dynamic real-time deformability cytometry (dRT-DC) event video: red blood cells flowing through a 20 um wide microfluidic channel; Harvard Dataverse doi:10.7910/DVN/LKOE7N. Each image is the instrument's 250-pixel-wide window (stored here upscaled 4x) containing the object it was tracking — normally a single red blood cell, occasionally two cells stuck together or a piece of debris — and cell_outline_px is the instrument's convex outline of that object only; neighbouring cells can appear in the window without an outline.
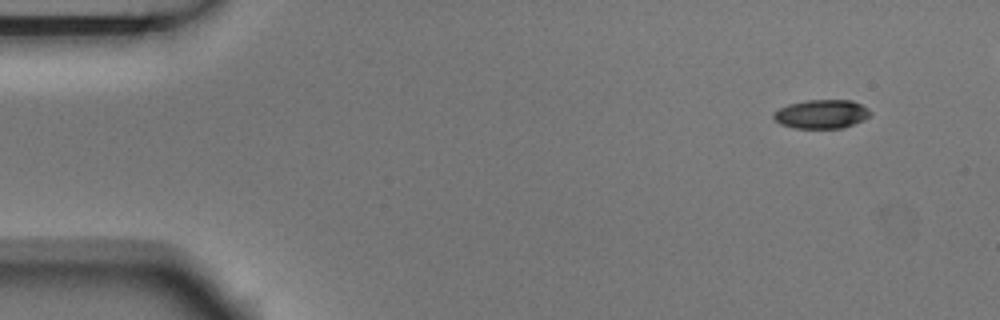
{"species": "Egyptian fruit bat (a non-hibernating species)", "species_latin": "Rousettus aegyptiacus", "temperature_condition": "room temperature", "stored_images_in_passage": 5, "segment_of_instrument_passage": [1, 2], "camera_frame_rate_fps": 3000, "um_per_image_px": 0.085, "animal": {"sex": "male"}, "frame": {"image": 1, "passage_image": 1, "time_ms": 0.0, "image_size_px": [1000, 320], "cell_outline_px": [[872, 112], [864, 120], [840, 128], [792, 128], [780, 124], [772, 116], [780, 108], [788, 104], [808, 100], [852, 100], [868, 108]], "centroid_in_image_um": [69.83, 9.69], "position_along_channel_um": 15.2, "area_um2": 16.13}}